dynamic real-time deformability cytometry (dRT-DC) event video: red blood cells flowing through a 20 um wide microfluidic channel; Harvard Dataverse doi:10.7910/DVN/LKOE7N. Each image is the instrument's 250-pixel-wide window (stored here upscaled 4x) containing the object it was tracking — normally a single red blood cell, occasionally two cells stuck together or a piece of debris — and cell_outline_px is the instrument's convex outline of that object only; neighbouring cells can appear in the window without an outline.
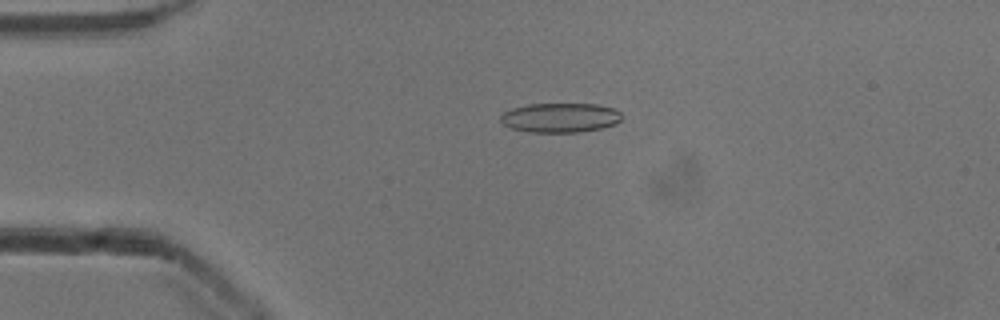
{"species": "common noctule bat (a hibernating species)", "species_latin": "Nyctalus noctula", "temperature_condition": "cold", "stored_images_in_passage": 52, "camera_frame_rate_fps": 3000, "um_per_image_px": 0.085, "animal": {"sex": "male", "body_mass_g": 13.3}, "frame": {"image": 1, "passage_image": 12, "time_ms": 3.667, "image_size_px": [1000, 320], "cell_outline_px": [[624, 116], [616, 124], [600, 128], [580, 132], [528, 132], [512, 128], [504, 124], [500, 120], [500, 116], [504, 112], [512, 108], [528, 104], [596, 104], [616, 108]], "centroid_in_image_um": [47.65, 10.0], "position_along_channel_um": 37.4, "area_um2": 20.92}}
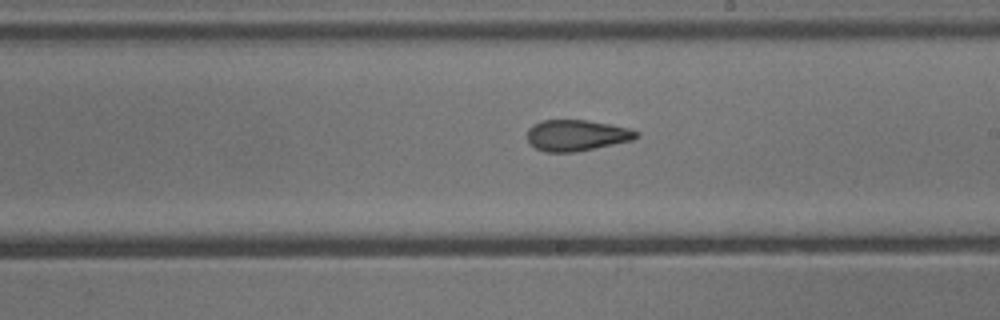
{"frame": {"image": 2, "passage_image": 30, "time_ms": 9.667, "image_size_px": [1000, 320], "cell_outline_px": [[640, 136], [632, 140], [576, 152], [544, 152], [536, 148], [528, 140], [528, 128], [532, 124], [544, 120], [588, 120], [628, 128], [640, 132]], "centroid_in_image_um": [49.01, 11.5], "position_along_channel_um": 240.0, "area_um2": 19.71}}
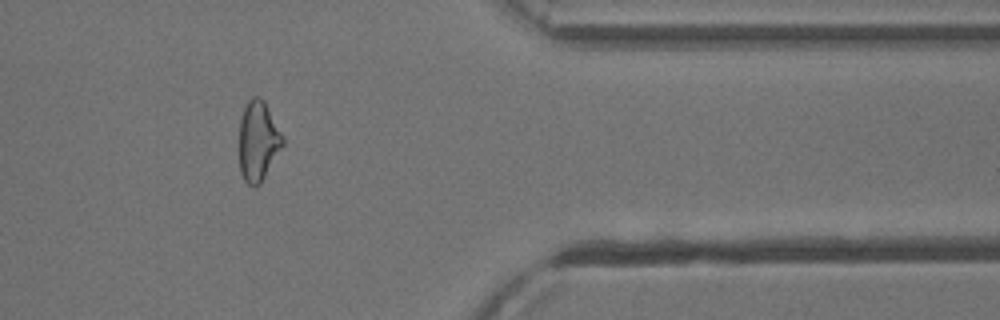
{"frame": {"image": 3, "passage_image": 43, "time_ms": 14.0, "image_size_px": [1000, 320], "cell_outline_px": [[284, 144], [260, 184], [256, 188], [248, 184], [244, 180], [240, 172], [240, 116], [248, 100], [252, 96], [260, 96], [264, 100], [284, 140]], "centroid_in_image_um": [21.93, 11.99], "position_along_channel_um": 389.5, "area_um2": 20.11}, "authors_computed_cell_mechanics": {"area_um2": 20.519, "velocity_mm_per_s": 3.9352, "shape_relaxation_time_tau1_ms": null, "shape_relaxation_time_tau2_ms": 2.1036, "deformation_change_tau1": null, "deformation_change_tau2": 0.0913}}